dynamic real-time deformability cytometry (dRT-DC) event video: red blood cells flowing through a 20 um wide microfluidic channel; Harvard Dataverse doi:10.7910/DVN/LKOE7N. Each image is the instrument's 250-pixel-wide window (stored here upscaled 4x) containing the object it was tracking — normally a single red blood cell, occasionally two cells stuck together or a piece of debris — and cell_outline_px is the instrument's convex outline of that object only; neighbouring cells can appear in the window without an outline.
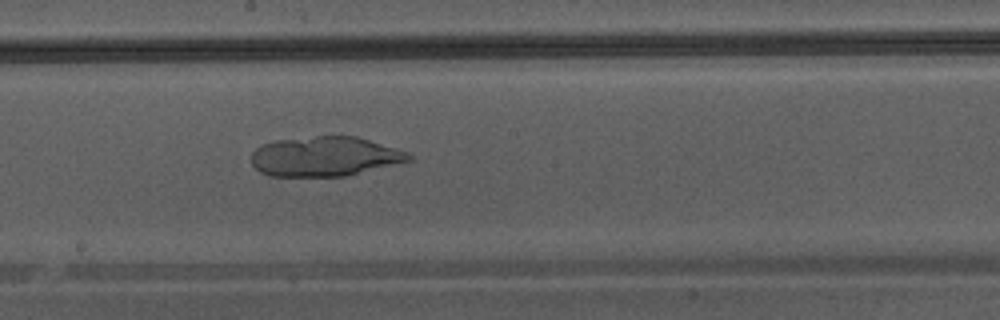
{"species": "Egyptian fruit bat (a non-hibernating species)", "species_latin": "Rousettus aegyptiacus", "temperature_condition": "warm", "stored_images_in_passage": 47, "camera_frame_rate_fps": 3000, "um_per_image_px": 0.085, "animal": {"sex": "male"}, "frame": {"image": 1, "passage_image": 27, "time_ms": 8.667, "image_size_px": [1000, 320], "cell_outline_px": [[412, 160], [344, 176], [268, 176], [260, 172], [252, 164], [252, 152], [260, 144], [276, 140], [316, 136], [356, 136], [396, 148], [408, 152], [412, 156]], "centroid_in_image_um": [27.58, 13.29], "position_along_channel_um": 220.6, "area_um2": 36.3}}